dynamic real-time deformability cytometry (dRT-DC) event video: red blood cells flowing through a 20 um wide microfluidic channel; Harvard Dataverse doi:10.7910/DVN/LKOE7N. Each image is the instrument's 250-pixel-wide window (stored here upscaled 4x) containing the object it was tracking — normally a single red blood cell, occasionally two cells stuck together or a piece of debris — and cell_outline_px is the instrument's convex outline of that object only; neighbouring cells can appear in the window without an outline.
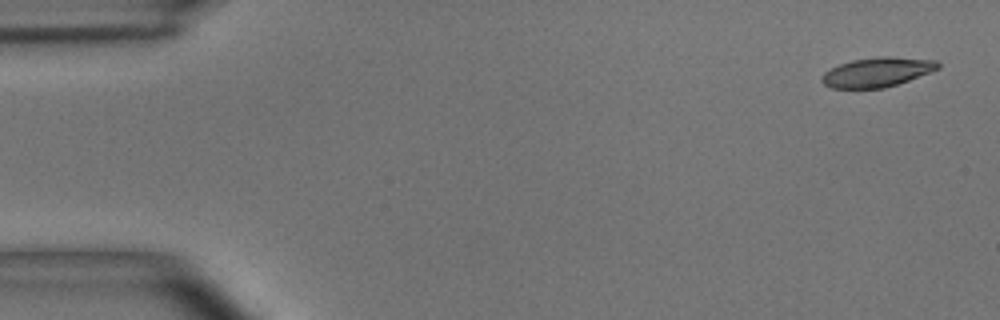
{"species": "common noctule bat (a hibernating species)", "species_latin": "Nyctalus noctula", "temperature_condition": "room temperature", "stored_images_in_passage": 4, "camera_frame_rate_fps": 3000, "um_per_image_px": 0.085, "animal": {"sex": "male", "body_mass_g": 15.6}, "frame": {"image": 1, "passage_image": 1, "time_ms": 0.0, "image_size_px": [1000, 320], "cell_outline_px": [[940, 68], [908, 80], [884, 88], [832, 88], [824, 84], [820, 80], [820, 76], [824, 72], [840, 64], [852, 60], [880, 56], [892, 56], [936, 60], [940, 64]], "centroid_in_image_um": [74.54, 6.12], "position_along_channel_um": 10.5, "area_um2": 19.88}}
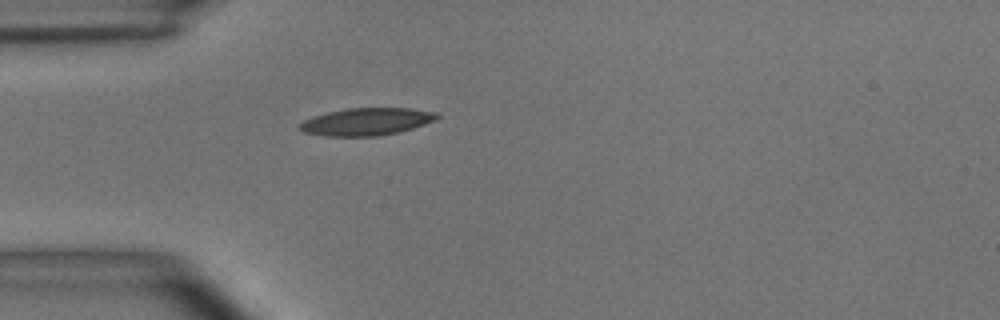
{"frame": {"image": 2, "passage_image": 4, "time_ms": 1.0, "image_size_px": [1000, 320], "cell_outline_px": [[440, 116], [436, 120], [400, 132], [380, 136], [324, 136], [304, 132], [296, 128], [296, 124], [304, 120], [328, 112], [348, 108], [408, 108], [440, 112]], "centroid_in_image_um": [31.16, 10.34], "position_along_channel_um": 53.8, "area_um2": 22.14}}